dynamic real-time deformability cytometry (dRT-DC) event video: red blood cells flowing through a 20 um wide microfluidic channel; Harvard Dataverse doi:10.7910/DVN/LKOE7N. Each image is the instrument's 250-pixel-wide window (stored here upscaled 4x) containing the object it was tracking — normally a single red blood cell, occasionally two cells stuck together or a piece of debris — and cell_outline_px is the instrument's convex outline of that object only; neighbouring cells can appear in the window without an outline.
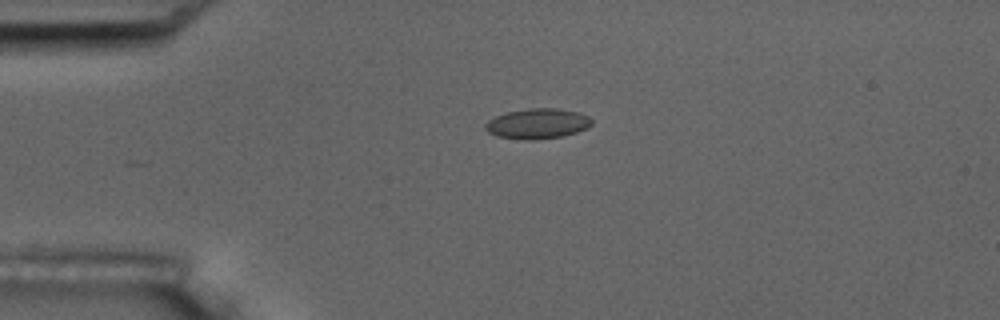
{"species": "common noctule bat (a hibernating species)", "species_latin": "Nyctalus noctula", "temperature_condition": "room temperature", "stored_images_in_passage": 3, "camera_frame_rate_fps": 3000, "um_per_image_px": 0.085, "animal": {"sex": "male", "body_mass_g": 17.5, "forearm_length_mm": 52.3}, "frame": {"image": 1, "passage_image": 1, "time_ms": 0.0, "image_size_px": [1000, 320], "cell_outline_px": [[592, 124], [588, 128], [576, 132], [560, 136], [532, 140], [524, 140], [496, 136], [488, 132], [484, 128], [484, 124], [488, 120], [496, 116], [508, 112], [528, 108], [556, 108], [580, 112], [588, 116], [592, 120]], "centroid_in_image_um": [45.68, 10.5], "position_along_channel_um": 39.3, "area_um2": 18.79}}